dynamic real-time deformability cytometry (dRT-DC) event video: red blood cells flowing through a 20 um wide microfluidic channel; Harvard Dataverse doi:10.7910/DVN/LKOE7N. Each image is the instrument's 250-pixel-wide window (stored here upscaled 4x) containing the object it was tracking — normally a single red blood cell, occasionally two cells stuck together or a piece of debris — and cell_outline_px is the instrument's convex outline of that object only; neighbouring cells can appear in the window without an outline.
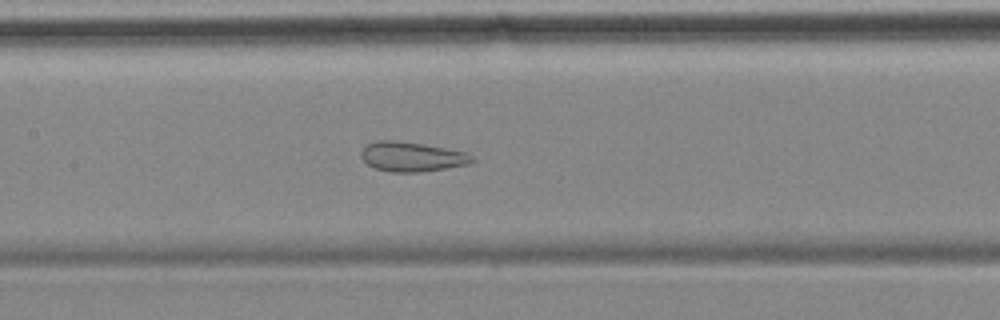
{"species": "common noctule bat (a hibernating species)", "species_latin": "Nyctalus noctula", "temperature_condition": "cold", "stored_images_in_passage": 35, "camera_frame_rate_fps": 3000, "um_per_image_px": 0.085, "animal": {"sex": "female", "body_mass_g": 18.4}, "frame": {"image": 1, "passage_image": 15, "time_ms": 4.667, "image_size_px": [1000, 320], "cell_outline_px": [[476, 160], [468, 164], [420, 172], [392, 172], [376, 168], [368, 164], [360, 156], [360, 152], [368, 144], [380, 140], [396, 140], [424, 144], [464, 152], [472, 156]], "centroid_in_image_um": [34.99, 13.32], "position_along_channel_um": 172.4, "area_um2": 18.9}}
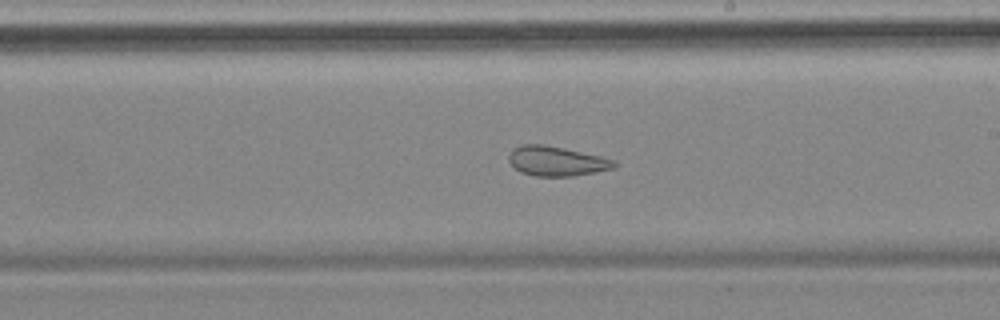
{"frame": {"image": 2, "passage_image": 21, "time_ms": 6.667, "image_size_px": [1000, 320], "cell_outline_px": [[620, 164], [616, 168], [572, 176], [536, 176], [520, 172], [508, 160], [508, 156], [512, 148], [520, 144], [540, 144], [564, 148], [600, 156], [616, 160]], "centroid_in_image_um": [47.33, 13.69], "position_along_channel_um": 241.7, "area_um2": 18.32}}
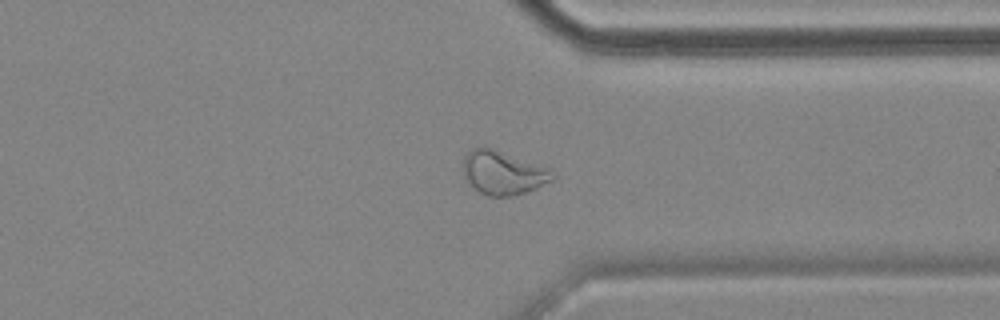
{"frame": {"image": 3, "passage_image": 32, "time_ms": 10.333, "image_size_px": [1000, 320], "cell_outline_px": [[556, 176], [552, 180], [536, 188], [512, 196], [488, 196], [480, 192], [464, 176], [464, 156], [472, 148], [484, 144], [548, 168]], "centroid_in_image_um": [42.75, 14.64], "position_along_channel_um": 368.7, "area_um2": 22.66}}